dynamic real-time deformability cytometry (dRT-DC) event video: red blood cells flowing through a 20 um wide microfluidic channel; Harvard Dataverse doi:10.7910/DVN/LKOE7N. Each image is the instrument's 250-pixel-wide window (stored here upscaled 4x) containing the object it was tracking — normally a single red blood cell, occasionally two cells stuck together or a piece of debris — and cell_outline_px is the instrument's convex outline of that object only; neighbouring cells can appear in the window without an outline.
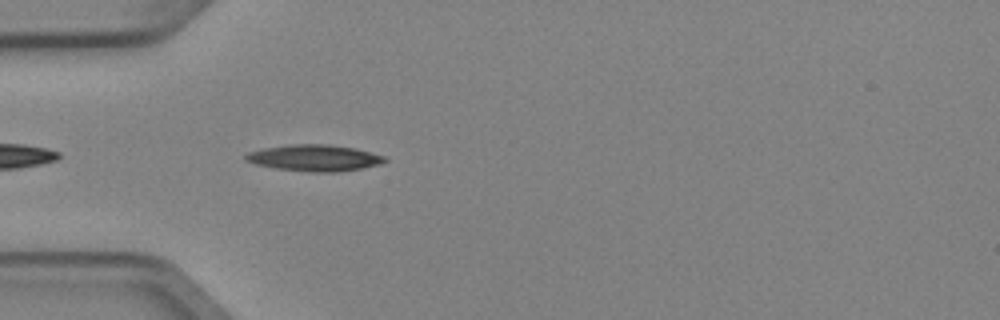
{"species": "Egyptian fruit bat (a non-hibernating species)", "species_latin": "Rousettus aegyptiacus", "temperature_condition": "cold", "stored_images_in_passage": 2, "camera_frame_rate_fps": 3000, "um_per_image_px": 0.085, "animal": {"sex": "female"}, "frame": {"image": 1, "passage_image": 2, "time_ms": 0.333, "image_size_px": [1000, 320], "cell_outline_px": [[388, 160], [380, 164], [364, 168], [336, 172], [308, 172], [276, 168], [256, 164], [244, 160], [244, 156], [248, 152], [264, 148], [292, 144], [328, 144], [352, 148], [384, 156]], "centroid_in_image_um": [26.71, 13.43], "position_along_channel_um": 58.3, "area_um2": 21.27}}